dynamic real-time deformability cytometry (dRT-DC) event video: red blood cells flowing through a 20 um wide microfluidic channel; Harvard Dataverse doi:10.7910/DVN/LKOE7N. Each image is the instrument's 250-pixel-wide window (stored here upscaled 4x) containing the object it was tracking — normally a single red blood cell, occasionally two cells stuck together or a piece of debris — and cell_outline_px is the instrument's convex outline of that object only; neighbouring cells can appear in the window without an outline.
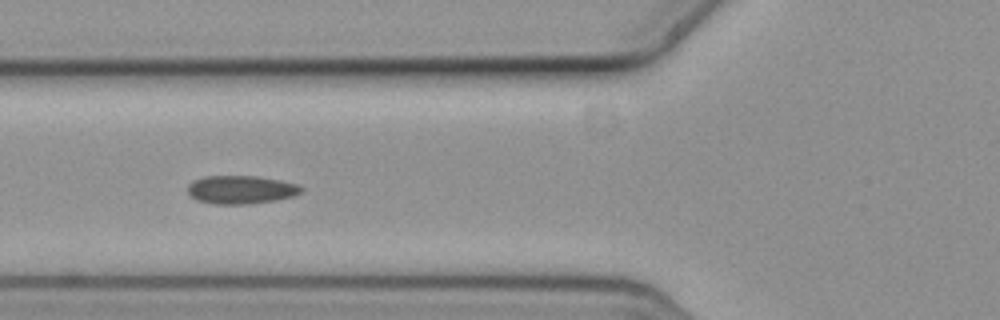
{"species": "common noctule bat (a hibernating species)", "species_latin": "Nyctalus noctula", "temperature_condition": "cold", "stored_images_in_passage": 4, "camera_frame_rate_fps": 3000, "um_per_image_px": 0.085, "animal": {"sex": "female", "body_mass_g": 19.3, "forearm_length_mm": 54.1}, "frame": {"image": 1, "passage_image": 2, "time_ms": 0.333, "image_size_px": [1000, 320], "cell_outline_px": [[304, 192], [292, 196], [276, 200], [252, 204], [216, 204], [196, 200], [188, 192], [188, 184], [192, 180], [204, 176], [256, 176], [280, 180], [300, 184], [304, 188]], "centroid_in_image_um": [20.51, 16.12], "position_along_channel_um": 105.3, "area_um2": 18.96}}
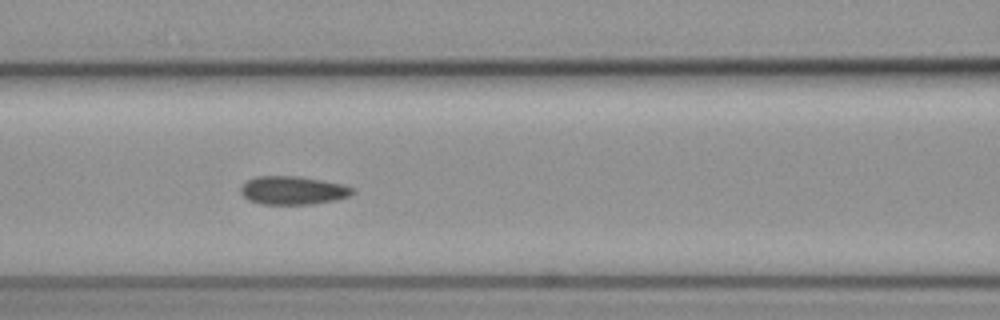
{"frame": {"image": 2, "passage_image": 3, "time_ms": 0.667, "image_size_px": [1000, 320], "cell_outline_px": [[356, 192], [348, 196], [336, 200], [312, 204], [260, 204], [248, 200], [240, 192], [240, 188], [248, 180], [256, 176], [300, 176], [344, 184], [356, 188]], "centroid_in_image_um": [24.94, 16.18], "position_along_channel_um": 141.7, "area_um2": 18.67}}